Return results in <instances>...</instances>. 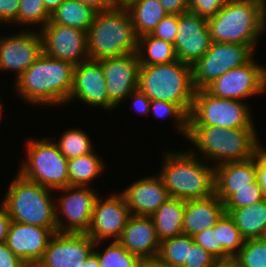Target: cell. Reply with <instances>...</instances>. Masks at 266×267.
Segmentation results:
<instances>
[{"instance_id": "1", "label": "cell", "mask_w": 266, "mask_h": 267, "mask_svg": "<svg viewBox=\"0 0 266 267\" xmlns=\"http://www.w3.org/2000/svg\"><path fill=\"white\" fill-rule=\"evenodd\" d=\"M75 66L70 62L41 56L15 81V94L27 104L56 107L68 105ZM44 105V106H43Z\"/></svg>"}, {"instance_id": "2", "label": "cell", "mask_w": 266, "mask_h": 267, "mask_svg": "<svg viewBox=\"0 0 266 267\" xmlns=\"http://www.w3.org/2000/svg\"><path fill=\"white\" fill-rule=\"evenodd\" d=\"M157 173L170 197L205 199L215 194V167L188 149L164 151Z\"/></svg>"}, {"instance_id": "3", "label": "cell", "mask_w": 266, "mask_h": 267, "mask_svg": "<svg viewBox=\"0 0 266 267\" xmlns=\"http://www.w3.org/2000/svg\"><path fill=\"white\" fill-rule=\"evenodd\" d=\"M256 129L188 126L186 139L192 144L188 150L196 156L200 154V158L214 167L245 161L254 156L256 144L260 140Z\"/></svg>"}, {"instance_id": "4", "label": "cell", "mask_w": 266, "mask_h": 267, "mask_svg": "<svg viewBox=\"0 0 266 267\" xmlns=\"http://www.w3.org/2000/svg\"><path fill=\"white\" fill-rule=\"evenodd\" d=\"M207 24L212 42L257 45L266 31V0H227Z\"/></svg>"}, {"instance_id": "5", "label": "cell", "mask_w": 266, "mask_h": 267, "mask_svg": "<svg viewBox=\"0 0 266 267\" xmlns=\"http://www.w3.org/2000/svg\"><path fill=\"white\" fill-rule=\"evenodd\" d=\"M138 37L127 8L98 11L87 31L89 60L100 61L136 53Z\"/></svg>"}, {"instance_id": "6", "label": "cell", "mask_w": 266, "mask_h": 267, "mask_svg": "<svg viewBox=\"0 0 266 267\" xmlns=\"http://www.w3.org/2000/svg\"><path fill=\"white\" fill-rule=\"evenodd\" d=\"M137 89L150 100L176 104L189 117L196 91L192 66L179 60L168 64L140 65Z\"/></svg>"}, {"instance_id": "7", "label": "cell", "mask_w": 266, "mask_h": 267, "mask_svg": "<svg viewBox=\"0 0 266 267\" xmlns=\"http://www.w3.org/2000/svg\"><path fill=\"white\" fill-rule=\"evenodd\" d=\"M53 192L17 173L1 203L14 222L39 227H57Z\"/></svg>"}, {"instance_id": "8", "label": "cell", "mask_w": 266, "mask_h": 267, "mask_svg": "<svg viewBox=\"0 0 266 267\" xmlns=\"http://www.w3.org/2000/svg\"><path fill=\"white\" fill-rule=\"evenodd\" d=\"M53 137L25 142V158L17 173L53 191L69 186L68 159L59 151ZM53 141V142H52Z\"/></svg>"}, {"instance_id": "9", "label": "cell", "mask_w": 266, "mask_h": 267, "mask_svg": "<svg viewBox=\"0 0 266 267\" xmlns=\"http://www.w3.org/2000/svg\"><path fill=\"white\" fill-rule=\"evenodd\" d=\"M246 101L222 99L205 89L195 91L188 126H216L231 129L256 128L251 106Z\"/></svg>"}, {"instance_id": "10", "label": "cell", "mask_w": 266, "mask_h": 267, "mask_svg": "<svg viewBox=\"0 0 266 267\" xmlns=\"http://www.w3.org/2000/svg\"><path fill=\"white\" fill-rule=\"evenodd\" d=\"M256 45L212 42L207 52L192 65L195 89H205L230 69L242 66L255 55Z\"/></svg>"}, {"instance_id": "11", "label": "cell", "mask_w": 266, "mask_h": 267, "mask_svg": "<svg viewBox=\"0 0 266 267\" xmlns=\"http://www.w3.org/2000/svg\"><path fill=\"white\" fill-rule=\"evenodd\" d=\"M91 187L67 186L54 193L57 233H87L94 202L99 195ZM63 193V195H62ZM57 197V198H56Z\"/></svg>"}, {"instance_id": "12", "label": "cell", "mask_w": 266, "mask_h": 267, "mask_svg": "<svg viewBox=\"0 0 266 267\" xmlns=\"http://www.w3.org/2000/svg\"><path fill=\"white\" fill-rule=\"evenodd\" d=\"M253 57L242 66L230 69L211 82L205 90L212 96L222 99H245L265 94L266 66Z\"/></svg>"}, {"instance_id": "13", "label": "cell", "mask_w": 266, "mask_h": 267, "mask_svg": "<svg viewBox=\"0 0 266 267\" xmlns=\"http://www.w3.org/2000/svg\"><path fill=\"white\" fill-rule=\"evenodd\" d=\"M130 217V210L119 191L110 193L106 198L99 194L94 202L91 224L86 234L94 242L107 243L109 239L118 241Z\"/></svg>"}, {"instance_id": "14", "label": "cell", "mask_w": 266, "mask_h": 267, "mask_svg": "<svg viewBox=\"0 0 266 267\" xmlns=\"http://www.w3.org/2000/svg\"><path fill=\"white\" fill-rule=\"evenodd\" d=\"M24 29L13 35L0 36V71L14 72V80L43 53L39 31Z\"/></svg>"}, {"instance_id": "15", "label": "cell", "mask_w": 266, "mask_h": 267, "mask_svg": "<svg viewBox=\"0 0 266 267\" xmlns=\"http://www.w3.org/2000/svg\"><path fill=\"white\" fill-rule=\"evenodd\" d=\"M43 54L74 66L89 60L87 33L77 28L59 24H46L39 31Z\"/></svg>"}, {"instance_id": "16", "label": "cell", "mask_w": 266, "mask_h": 267, "mask_svg": "<svg viewBox=\"0 0 266 267\" xmlns=\"http://www.w3.org/2000/svg\"><path fill=\"white\" fill-rule=\"evenodd\" d=\"M105 82L104 70L98 61L88 60L76 65L68 104L78 100L88 108L116 110L117 107L109 99Z\"/></svg>"}, {"instance_id": "17", "label": "cell", "mask_w": 266, "mask_h": 267, "mask_svg": "<svg viewBox=\"0 0 266 267\" xmlns=\"http://www.w3.org/2000/svg\"><path fill=\"white\" fill-rule=\"evenodd\" d=\"M212 39L207 19L191 11L178 15L176 57L182 63L194 65L209 49Z\"/></svg>"}, {"instance_id": "18", "label": "cell", "mask_w": 266, "mask_h": 267, "mask_svg": "<svg viewBox=\"0 0 266 267\" xmlns=\"http://www.w3.org/2000/svg\"><path fill=\"white\" fill-rule=\"evenodd\" d=\"M95 242L86 233H55L36 267H81Z\"/></svg>"}, {"instance_id": "19", "label": "cell", "mask_w": 266, "mask_h": 267, "mask_svg": "<svg viewBox=\"0 0 266 267\" xmlns=\"http://www.w3.org/2000/svg\"><path fill=\"white\" fill-rule=\"evenodd\" d=\"M57 227H39L11 221L6 244L28 267H36Z\"/></svg>"}, {"instance_id": "20", "label": "cell", "mask_w": 266, "mask_h": 267, "mask_svg": "<svg viewBox=\"0 0 266 267\" xmlns=\"http://www.w3.org/2000/svg\"><path fill=\"white\" fill-rule=\"evenodd\" d=\"M105 76V83L110 101L119 105L138 87L139 59L137 53L98 61Z\"/></svg>"}, {"instance_id": "21", "label": "cell", "mask_w": 266, "mask_h": 267, "mask_svg": "<svg viewBox=\"0 0 266 267\" xmlns=\"http://www.w3.org/2000/svg\"><path fill=\"white\" fill-rule=\"evenodd\" d=\"M140 178L120 193L131 215L151 216L170 196L158 174Z\"/></svg>"}, {"instance_id": "22", "label": "cell", "mask_w": 266, "mask_h": 267, "mask_svg": "<svg viewBox=\"0 0 266 267\" xmlns=\"http://www.w3.org/2000/svg\"><path fill=\"white\" fill-rule=\"evenodd\" d=\"M118 242L141 260H156L160 241L150 216L131 215Z\"/></svg>"}, {"instance_id": "23", "label": "cell", "mask_w": 266, "mask_h": 267, "mask_svg": "<svg viewBox=\"0 0 266 267\" xmlns=\"http://www.w3.org/2000/svg\"><path fill=\"white\" fill-rule=\"evenodd\" d=\"M256 179L254 157L218 165L215 167V195L225 203L234 194V189L253 187Z\"/></svg>"}, {"instance_id": "24", "label": "cell", "mask_w": 266, "mask_h": 267, "mask_svg": "<svg viewBox=\"0 0 266 267\" xmlns=\"http://www.w3.org/2000/svg\"><path fill=\"white\" fill-rule=\"evenodd\" d=\"M225 213L224 203L215 194L205 199L186 200L183 234L193 237L204 229L212 228Z\"/></svg>"}, {"instance_id": "25", "label": "cell", "mask_w": 266, "mask_h": 267, "mask_svg": "<svg viewBox=\"0 0 266 267\" xmlns=\"http://www.w3.org/2000/svg\"><path fill=\"white\" fill-rule=\"evenodd\" d=\"M184 207L185 200L170 197L150 216L160 242L183 234Z\"/></svg>"}, {"instance_id": "26", "label": "cell", "mask_w": 266, "mask_h": 267, "mask_svg": "<svg viewBox=\"0 0 266 267\" xmlns=\"http://www.w3.org/2000/svg\"><path fill=\"white\" fill-rule=\"evenodd\" d=\"M98 13L94 7L77 0H64L58 8L50 14L47 24H59L80 29L87 33Z\"/></svg>"}, {"instance_id": "27", "label": "cell", "mask_w": 266, "mask_h": 267, "mask_svg": "<svg viewBox=\"0 0 266 267\" xmlns=\"http://www.w3.org/2000/svg\"><path fill=\"white\" fill-rule=\"evenodd\" d=\"M225 211L245 240L262 236L266 228V198L247 207Z\"/></svg>"}, {"instance_id": "28", "label": "cell", "mask_w": 266, "mask_h": 267, "mask_svg": "<svg viewBox=\"0 0 266 267\" xmlns=\"http://www.w3.org/2000/svg\"><path fill=\"white\" fill-rule=\"evenodd\" d=\"M105 168H107L105 161L96 151L69 159V186L91 187L90 185H93L91 182L100 177Z\"/></svg>"}, {"instance_id": "29", "label": "cell", "mask_w": 266, "mask_h": 267, "mask_svg": "<svg viewBox=\"0 0 266 267\" xmlns=\"http://www.w3.org/2000/svg\"><path fill=\"white\" fill-rule=\"evenodd\" d=\"M137 37L150 34L156 25L167 16L160 0H135L128 8Z\"/></svg>"}, {"instance_id": "30", "label": "cell", "mask_w": 266, "mask_h": 267, "mask_svg": "<svg viewBox=\"0 0 266 267\" xmlns=\"http://www.w3.org/2000/svg\"><path fill=\"white\" fill-rule=\"evenodd\" d=\"M136 53L140 65L168 64L178 60L174 44L155 38L151 34L138 37Z\"/></svg>"}, {"instance_id": "31", "label": "cell", "mask_w": 266, "mask_h": 267, "mask_svg": "<svg viewBox=\"0 0 266 267\" xmlns=\"http://www.w3.org/2000/svg\"><path fill=\"white\" fill-rule=\"evenodd\" d=\"M194 237L180 234L160 242L157 260L165 267H183L187 262L188 245L194 243Z\"/></svg>"}, {"instance_id": "32", "label": "cell", "mask_w": 266, "mask_h": 267, "mask_svg": "<svg viewBox=\"0 0 266 267\" xmlns=\"http://www.w3.org/2000/svg\"><path fill=\"white\" fill-rule=\"evenodd\" d=\"M104 243L95 242L93 250L100 267H137L142 261L137 255L129 253L118 241L109 240L106 247L99 251V246Z\"/></svg>"}, {"instance_id": "33", "label": "cell", "mask_w": 266, "mask_h": 267, "mask_svg": "<svg viewBox=\"0 0 266 267\" xmlns=\"http://www.w3.org/2000/svg\"><path fill=\"white\" fill-rule=\"evenodd\" d=\"M59 151L69 160L94 151V143L83 129L70 128L54 139ZM93 143V144H92Z\"/></svg>"}, {"instance_id": "34", "label": "cell", "mask_w": 266, "mask_h": 267, "mask_svg": "<svg viewBox=\"0 0 266 267\" xmlns=\"http://www.w3.org/2000/svg\"><path fill=\"white\" fill-rule=\"evenodd\" d=\"M231 263L235 267H266V243L261 238L246 239Z\"/></svg>"}, {"instance_id": "35", "label": "cell", "mask_w": 266, "mask_h": 267, "mask_svg": "<svg viewBox=\"0 0 266 267\" xmlns=\"http://www.w3.org/2000/svg\"><path fill=\"white\" fill-rule=\"evenodd\" d=\"M50 21V14L44 7L42 0H20L18 11V26H33L40 31ZM25 24V25H24Z\"/></svg>"}, {"instance_id": "36", "label": "cell", "mask_w": 266, "mask_h": 267, "mask_svg": "<svg viewBox=\"0 0 266 267\" xmlns=\"http://www.w3.org/2000/svg\"><path fill=\"white\" fill-rule=\"evenodd\" d=\"M153 114L157 119L170 117L174 121V127L183 138L188 134V116L176 105L162 100H151L149 114Z\"/></svg>"}, {"instance_id": "37", "label": "cell", "mask_w": 266, "mask_h": 267, "mask_svg": "<svg viewBox=\"0 0 266 267\" xmlns=\"http://www.w3.org/2000/svg\"><path fill=\"white\" fill-rule=\"evenodd\" d=\"M218 237L219 243L232 257L240 251L245 241L227 213L218 221Z\"/></svg>"}, {"instance_id": "38", "label": "cell", "mask_w": 266, "mask_h": 267, "mask_svg": "<svg viewBox=\"0 0 266 267\" xmlns=\"http://www.w3.org/2000/svg\"><path fill=\"white\" fill-rule=\"evenodd\" d=\"M194 241L209 252L219 263H231L233 257L219 243L218 222L212 228L197 233Z\"/></svg>"}, {"instance_id": "39", "label": "cell", "mask_w": 266, "mask_h": 267, "mask_svg": "<svg viewBox=\"0 0 266 267\" xmlns=\"http://www.w3.org/2000/svg\"><path fill=\"white\" fill-rule=\"evenodd\" d=\"M262 189L257 181L253 182V187L234 189V194L224 203L225 209H237L247 207L265 199Z\"/></svg>"}, {"instance_id": "40", "label": "cell", "mask_w": 266, "mask_h": 267, "mask_svg": "<svg viewBox=\"0 0 266 267\" xmlns=\"http://www.w3.org/2000/svg\"><path fill=\"white\" fill-rule=\"evenodd\" d=\"M219 264L209 252L196 242L188 245L187 262H183V267H217Z\"/></svg>"}, {"instance_id": "41", "label": "cell", "mask_w": 266, "mask_h": 267, "mask_svg": "<svg viewBox=\"0 0 266 267\" xmlns=\"http://www.w3.org/2000/svg\"><path fill=\"white\" fill-rule=\"evenodd\" d=\"M178 15L165 16L150 33L155 38L174 44L177 37Z\"/></svg>"}, {"instance_id": "42", "label": "cell", "mask_w": 266, "mask_h": 267, "mask_svg": "<svg viewBox=\"0 0 266 267\" xmlns=\"http://www.w3.org/2000/svg\"><path fill=\"white\" fill-rule=\"evenodd\" d=\"M227 0H189L188 11L208 19L214 16Z\"/></svg>"}, {"instance_id": "43", "label": "cell", "mask_w": 266, "mask_h": 267, "mask_svg": "<svg viewBox=\"0 0 266 267\" xmlns=\"http://www.w3.org/2000/svg\"><path fill=\"white\" fill-rule=\"evenodd\" d=\"M262 144L261 141L256 144L253 157L256 162L257 181L266 197V147Z\"/></svg>"}, {"instance_id": "44", "label": "cell", "mask_w": 266, "mask_h": 267, "mask_svg": "<svg viewBox=\"0 0 266 267\" xmlns=\"http://www.w3.org/2000/svg\"><path fill=\"white\" fill-rule=\"evenodd\" d=\"M20 0H0V25L18 26Z\"/></svg>"}, {"instance_id": "45", "label": "cell", "mask_w": 266, "mask_h": 267, "mask_svg": "<svg viewBox=\"0 0 266 267\" xmlns=\"http://www.w3.org/2000/svg\"><path fill=\"white\" fill-rule=\"evenodd\" d=\"M130 99L132 102L131 107H128L130 110L133 109L135 112L138 114L144 115H149V109H150V104L151 100L150 98L146 95L140 92L138 89L133 91L127 98Z\"/></svg>"}, {"instance_id": "46", "label": "cell", "mask_w": 266, "mask_h": 267, "mask_svg": "<svg viewBox=\"0 0 266 267\" xmlns=\"http://www.w3.org/2000/svg\"><path fill=\"white\" fill-rule=\"evenodd\" d=\"M0 267H28L7 246L6 242L0 243Z\"/></svg>"}, {"instance_id": "47", "label": "cell", "mask_w": 266, "mask_h": 267, "mask_svg": "<svg viewBox=\"0 0 266 267\" xmlns=\"http://www.w3.org/2000/svg\"><path fill=\"white\" fill-rule=\"evenodd\" d=\"M189 0H160L163 9L170 15H179L188 11Z\"/></svg>"}, {"instance_id": "48", "label": "cell", "mask_w": 266, "mask_h": 267, "mask_svg": "<svg viewBox=\"0 0 266 267\" xmlns=\"http://www.w3.org/2000/svg\"><path fill=\"white\" fill-rule=\"evenodd\" d=\"M11 221L12 220L7 213L4 205L0 203V243L6 242Z\"/></svg>"}, {"instance_id": "49", "label": "cell", "mask_w": 266, "mask_h": 267, "mask_svg": "<svg viewBox=\"0 0 266 267\" xmlns=\"http://www.w3.org/2000/svg\"><path fill=\"white\" fill-rule=\"evenodd\" d=\"M94 7L98 11L111 9V0H77Z\"/></svg>"}, {"instance_id": "50", "label": "cell", "mask_w": 266, "mask_h": 267, "mask_svg": "<svg viewBox=\"0 0 266 267\" xmlns=\"http://www.w3.org/2000/svg\"><path fill=\"white\" fill-rule=\"evenodd\" d=\"M63 1L64 0H42L44 7L49 14L55 11Z\"/></svg>"}, {"instance_id": "51", "label": "cell", "mask_w": 266, "mask_h": 267, "mask_svg": "<svg viewBox=\"0 0 266 267\" xmlns=\"http://www.w3.org/2000/svg\"><path fill=\"white\" fill-rule=\"evenodd\" d=\"M81 267H100L97 255L92 252Z\"/></svg>"}, {"instance_id": "52", "label": "cell", "mask_w": 266, "mask_h": 267, "mask_svg": "<svg viewBox=\"0 0 266 267\" xmlns=\"http://www.w3.org/2000/svg\"><path fill=\"white\" fill-rule=\"evenodd\" d=\"M135 0H111V8H128Z\"/></svg>"}, {"instance_id": "53", "label": "cell", "mask_w": 266, "mask_h": 267, "mask_svg": "<svg viewBox=\"0 0 266 267\" xmlns=\"http://www.w3.org/2000/svg\"><path fill=\"white\" fill-rule=\"evenodd\" d=\"M137 267H163L157 259L156 260H142Z\"/></svg>"}, {"instance_id": "54", "label": "cell", "mask_w": 266, "mask_h": 267, "mask_svg": "<svg viewBox=\"0 0 266 267\" xmlns=\"http://www.w3.org/2000/svg\"><path fill=\"white\" fill-rule=\"evenodd\" d=\"M217 267H235L232 263H220Z\"/></svg>"}, {"instance_id": "55", "label": "cell", "mask_w": 266, "mask_h": 267, "mask_svg": "<svg viewBox=\"0 0 266 267\" xmlns=\"http://www.w3.org/2000/svg\"><path fill=\"white\" fill-rule=\"evenodd\" d=\"M1 98V97H0ZM3 104L4 103H1V99H0V121H1V117H3V109H4V107H3ZM3 107V108H2Z\"/></svg>"}, {"instance_id": "56", "label": "cell", "mask_w": 266, "mask_h": 267, "mask_svg": "<svg viewBox=\"0 0 266 267\" xmlns=\"http://www.w3.org/2000/svg\"><path fill=\"white\" fill-rule=\"evenodd\" d=\"M260 238L266 243V228L264 229L263 234Z\"/></svg>"}]
</instances>
